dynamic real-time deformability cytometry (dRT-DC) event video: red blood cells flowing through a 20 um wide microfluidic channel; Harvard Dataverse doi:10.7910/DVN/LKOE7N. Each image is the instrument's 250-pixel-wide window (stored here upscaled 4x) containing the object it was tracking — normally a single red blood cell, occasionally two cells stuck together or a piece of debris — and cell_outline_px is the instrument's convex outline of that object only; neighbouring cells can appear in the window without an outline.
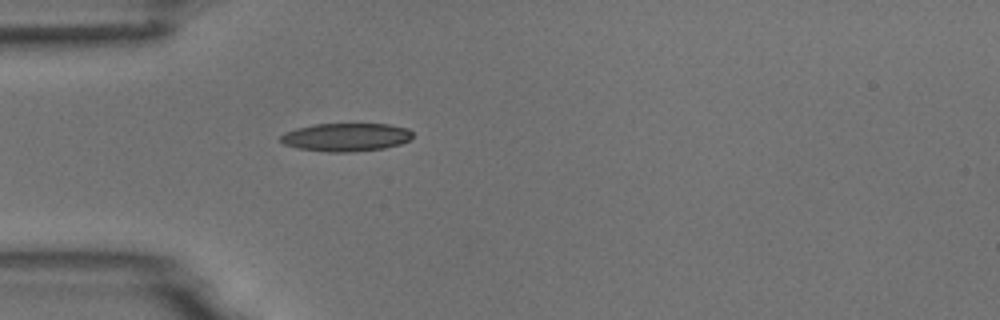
{"species": "common noctule bat (a hibernating species)", "species_latin": "Nyctalus noctula", "temperature_condition": "room temperature", "stored_images_in_passage": 1, "camera_frame_rate_fps": 3000, "um_per_image_px": 0.085, "animal": {"sex": "male", "body_mass_g": 18.8}, "frame": {"image": 1, "passage_image": 1, "time_ms": 0.0, "image_size_px": [1000, 320], "cell_outline_px": [[412, 140], [400, 144], [384, 148], [352, 152], [328, 152], [300, 148], [284, 144], [280, 140], [280, 136], [284, 132], [296, 128], [316, 124], [388, 124], [408, 128], [412, 132]], "centroid_in_image_um": [29.44, 11.66], "position_along_channel_um": 55.6, "area_um2": 21.73}}